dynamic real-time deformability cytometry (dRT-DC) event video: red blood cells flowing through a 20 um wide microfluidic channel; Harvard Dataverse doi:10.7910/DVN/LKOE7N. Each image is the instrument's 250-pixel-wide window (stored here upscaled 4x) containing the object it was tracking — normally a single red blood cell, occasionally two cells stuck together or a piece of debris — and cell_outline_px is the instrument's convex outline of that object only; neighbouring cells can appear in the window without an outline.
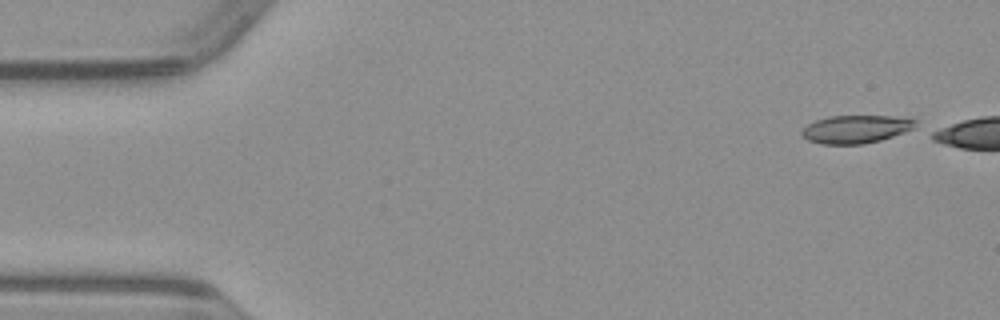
{"species": "common noctule bat (a hibernating species)", "species_latin": "Nyctalus noctula", "temperature_condition": "warm", "stored_images_in_passage": 42, "camera_frame_rate_fps": 3000, "um_per_image_px": 0.085, "animal": {"sex": "male", "body_mass_g": 23.1, "forearm_length_mm": 52.7}, "frame": {"image": 1, "passage_image": 1, "time_ms": 0.0, "image_size_px": [1000, 320], "cell_outline_px": [[916, 124], [912, 128], [892, 136], [880, 140], [864, 144], [820, 144], [808, 140], [800, 132], [808, 124], [816, 120], [828, 116], [892, 116], [916, 120]], "centroid_in_image_um": [72.7, 10.98], "position_along_channel_um": 12.3, "area_um2": 18.26}}
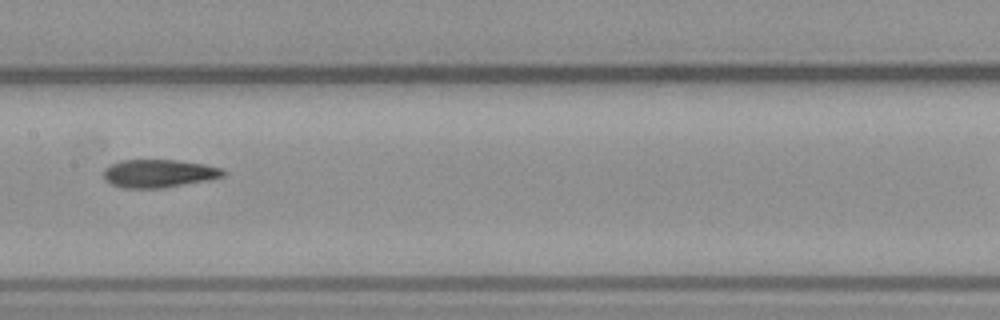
{"frame": {"image": 2, "passage_image": 23, "time_ms": 7.333, "image_size_px": [1000, 320], "cell_outline_px": [[228, 172], [224, 176], [208, 180], [164, 188], [124, 188], [112, 184], [104, 180], [104, 168], [120, 160], [176, 160], [204, 164], [220, 168]], "centroid_in_image_um": [13.5, 14.74], "position_along_channel_um": 193.9, "area_um2": 19.59}}
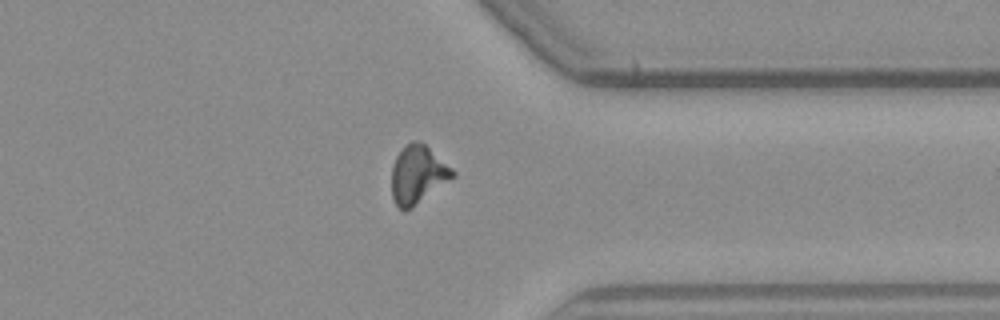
{"frame": {"image": 3, "passage_image": 37, "time_ms": 12.0, "image_size_px": [1000, 320], "cell_outline_px": [[456, 176], [412, 208], [404, 212], [396, 204], [392, 196], [392, 164], [396, 156], [412, 140], [416, 140], [424, 144], [452, 168], [456, 172]], "centroid_in_image_um": [35.51, 14.87], "position_along_channel_um": 375.9, "area_um2": 20.52}}